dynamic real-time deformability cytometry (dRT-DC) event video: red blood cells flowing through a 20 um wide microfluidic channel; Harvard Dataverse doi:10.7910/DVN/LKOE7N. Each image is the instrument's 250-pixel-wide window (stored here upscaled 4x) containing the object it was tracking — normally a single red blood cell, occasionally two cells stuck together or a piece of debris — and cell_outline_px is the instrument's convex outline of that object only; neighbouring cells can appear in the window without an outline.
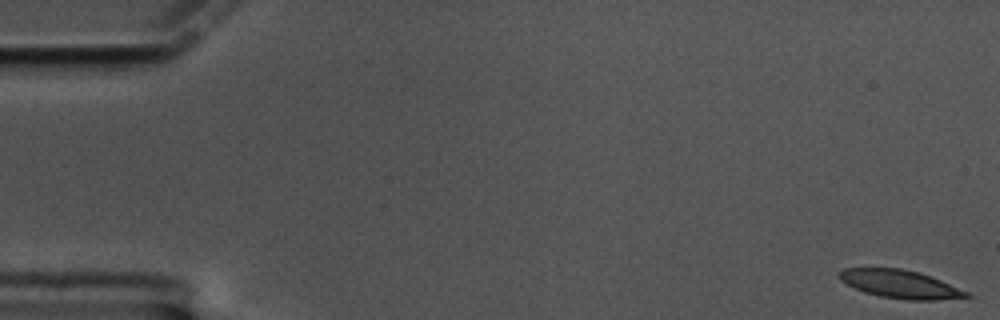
{"species": "common noctule bat (a hibernating species)", "species_latin": "Nyctalus noctula", "temperature_condition": "cold", "stored_images_in_passage": 59, "camera_frame_rate_fps": 3000, "um_per_image_px": 0.085, "animal": {"sex": "male", "body_mass_g": 17.5, "forearm_length_mm": 52.3}, "frame": {"image": 1, "passage_image": 1, "time_ms": 0.0, "image_size_px": [1000, 320], "cell_outline_px": [[972, 296], [936, 300], [908, 300], [880, 296], [864, 292], [840, 280], [840, 272], [844, 268], [900, 268], [916, 272], [940, 280], [968, 292]], "centroid_in_image_um": [76.51, 24.16], "position_along_channel_um": 8.5, "area_um2": 20.4}}
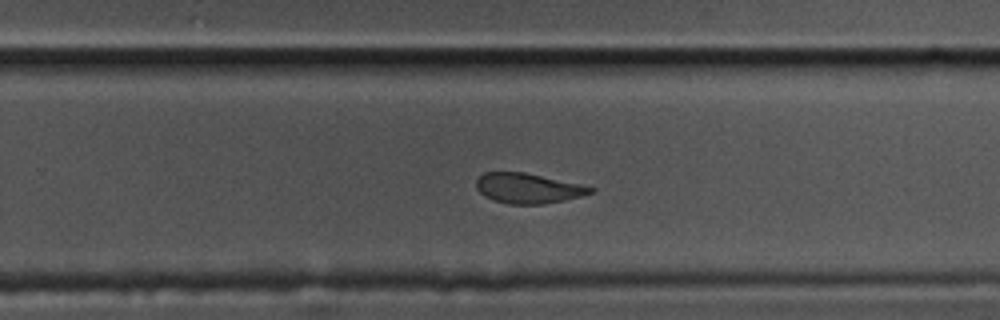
{"frame": {"image": 2, "passage_image": 38, "time_ms": 12.333, "image_size_px": [1000, 320], "cell_outline_px": [[596, 188], [592, 192], [580, 196], [564, 200], [544, 204], [508, 204], [492, 200], [484, 196], [476, 188], [476, 180], [484, 172], [524, 172], [580, 184]], "centroid_in_image_um": [44.85, 16.0], "position_along_channel_um": 285.0, "area_um2": 19.94}}
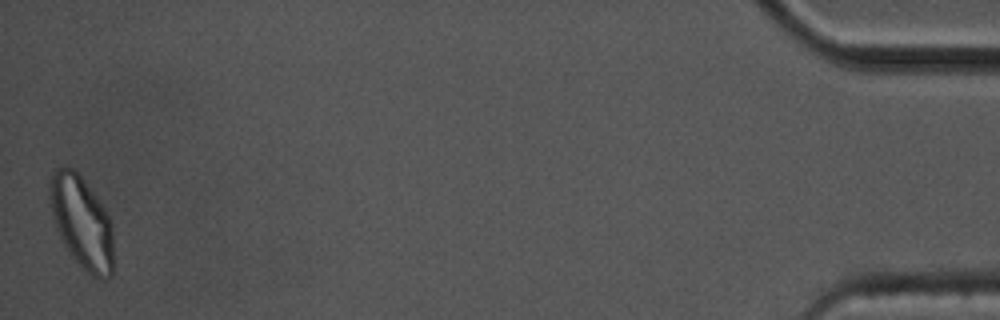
{"frame": {"image": 3, "passage_image": 59, "time_ms": 19.333, "image_size_px": [1000, 320], "cell_outline_px": [[112, 276], [108, 280], [104, 280], [92, 276], [68, 252], [56, 228], [52, 216], [48, 196], [52, 172], [56, 168], [64, 164], [72, 168], [80, 176], [104, 208], [112, 224]], "centroid_in_image_um": [6.92, 18.89], "position_along_channel_um": 428.3, "area_um2": 34.04}, "authors_computed_cell_mechanics": {"area_um2": 21.675, "velocity_mm_per_s": 3.3622, "shape_relaxation_time_tau1_ms": 3.9698, "shape_relaxation_time_tau2_ms": 1.7721, "deformation_change_tau1": 0.148, "deformation_change_tau2": 0.0795}}